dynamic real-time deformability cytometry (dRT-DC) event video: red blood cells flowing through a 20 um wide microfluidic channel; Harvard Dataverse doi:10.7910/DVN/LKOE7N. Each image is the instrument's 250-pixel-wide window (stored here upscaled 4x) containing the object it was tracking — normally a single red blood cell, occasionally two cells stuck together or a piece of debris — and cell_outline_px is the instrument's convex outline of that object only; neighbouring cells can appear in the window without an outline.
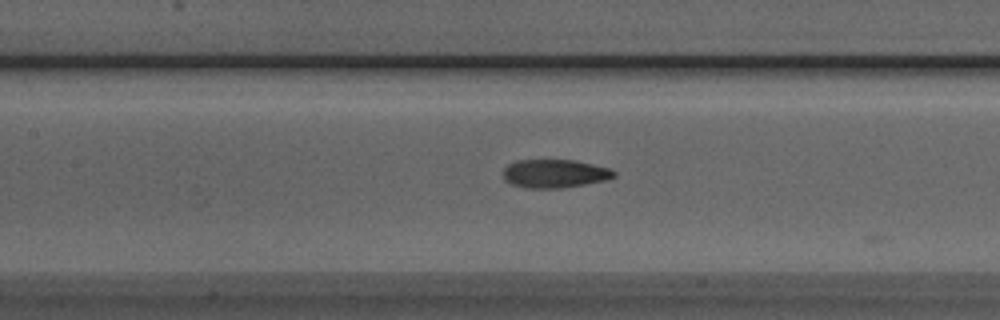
{"species": "Egyptian fruit bat (a non-hibernating species)", "species_latin": "Rousettus aegyptiacus", "temperature_condition": "room temperature", "stored_images_in_passage": 44, "camera_frame_rate_fps": 3000, "um_per_image_px": 0.085, "animal": {"sex": "male"}, "frame": {"image": 1, "passage_image": 22, "time_ms": 7.0, "image_size_px": [1000, 320], "cell_outline_px": [[616, 176], [604, 180], [584, 184], [560, 188], [524, 188], [512, 184], [504, 180], [504, 168], [508, 164], [516, 160], [576, 160], [608, 168], [616, 172]], "centroid_in_image_um": [47.12, 14.75], "position_along_channel_um": 160.3, "area_um2": 18.26}}
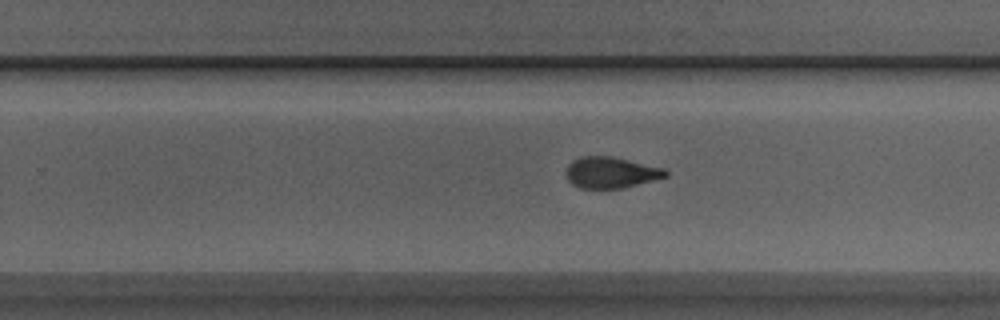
{"frame": {"image": 2, "passage_image": 31, "time_ms": 10.0, "image_size_px": [1000, 320], "cell_outline_px": [[668, 176], [620, 188], [580, 188], [572, 184], [568, 180], [564, 172], [568, 164], [572, 160], [580, 156], [612, 156], [664, 168], [668, 172]], "centroid_in_image_um": [51.87, 14.65], "position_along_channel_um": 277.9, "area_um2": 18.03}}
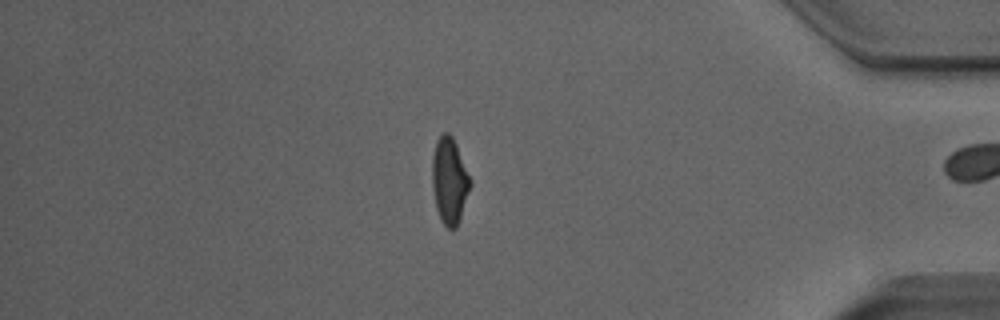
{"frame": {"image": 3, "passage_image": 43, "time_ms": 14.0, "image_size_px": [1000, 320], "cell_outline_px": [[472, 184], [456, 228], [448, 228], [440, 220], [436, 208], [432, 188], [432, 156], [436, 140], [444, 132], [448, 132], [452, 136], [456, 144], [472, 180]], "centroid_in_image_um": [38.2, 15.34], "position_along_channel_um": 397.0, "area_um2": 19.25}}